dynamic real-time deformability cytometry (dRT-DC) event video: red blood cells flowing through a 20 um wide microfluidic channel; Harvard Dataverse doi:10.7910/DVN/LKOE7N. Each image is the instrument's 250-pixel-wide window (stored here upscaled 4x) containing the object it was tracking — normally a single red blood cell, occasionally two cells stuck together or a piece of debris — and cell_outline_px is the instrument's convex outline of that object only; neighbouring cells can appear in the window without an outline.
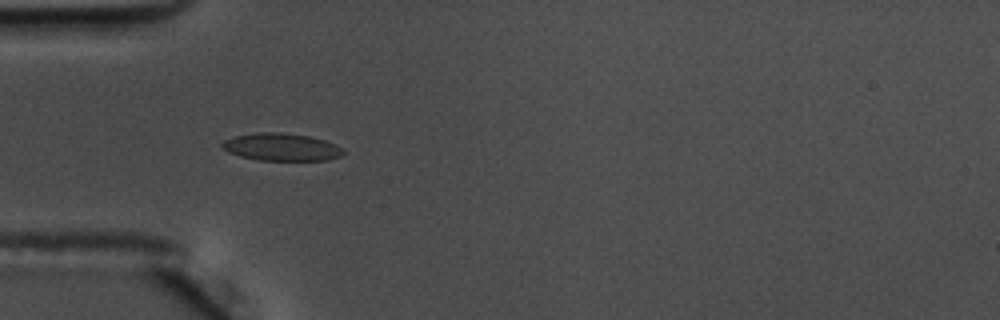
{"species": "common noctule bat (a hibernating species)", "species_latin": "Nyctalus noctula", "temperature_condition": "warm", "stored_images_in_passage": 7, "camera_frame_rate_fps": 3000, "um_per_image_px": 0.085, "animal": {"sex": "male", "body_mass_g": 17.5, "forearm_length_mm": 52.3}, "frame": {"image": 1, "passage_image": 1, "time_ms": 0.0, "image_size_px": [1000, 320], "cell_outline_px": [[344, 156], [328, 160], [260, 160], [240, 156], [228, 152], [220, 148], [220, 144], [224, 140], [236, 136], [256, 132], [280, 132], [308, 136], [324, 140], [336, 144], [344, 152]], "centroid_in_image_um": [23.91, 12.5], "position_along_channel_um": 61.1, "area_um2": 19.48}}